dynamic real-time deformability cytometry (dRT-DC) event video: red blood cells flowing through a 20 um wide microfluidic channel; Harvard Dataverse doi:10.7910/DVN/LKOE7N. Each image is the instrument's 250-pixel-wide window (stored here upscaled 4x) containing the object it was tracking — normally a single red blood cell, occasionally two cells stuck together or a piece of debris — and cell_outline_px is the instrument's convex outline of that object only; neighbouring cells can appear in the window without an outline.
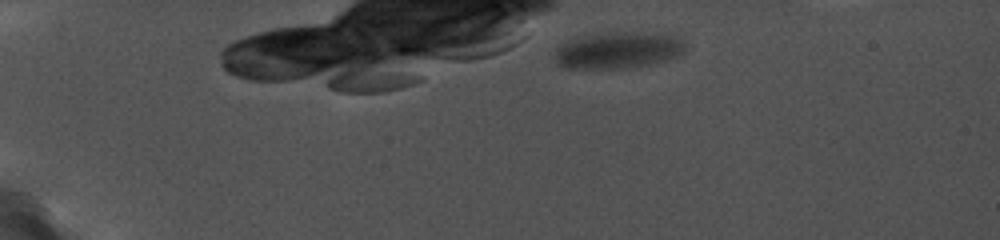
{"species": "common noctule bat (a hibernating species)", "species_latin": "Nyctalus noctula", "temperature_condition": "cold", "stored_images_in_passage": 61, "camera_frame_rate_fps": 5000, "um_per_image_px": 0.085, "animal": {"sex": "female", "body_mass_g": 19.0, "forearm_length_mm": 56.7}, "frame": {"image": 1, "passage_image": 7, "time_ms": 1.6, "image_size_px": [1000, 240], "cell_outline_px": [[684, 52], [680, 56], [668, 60], [652, 64], [628, 68], [564, 68], [556, 64], [556, 52], [560, 44], [568, 40], [600, 32], [624, 32], [676, 36], [684, 44]], "centroid_in_image_um": [52.52, 4.28], "position_along_channel_um": 32.5, "area_um2": 27.69}}
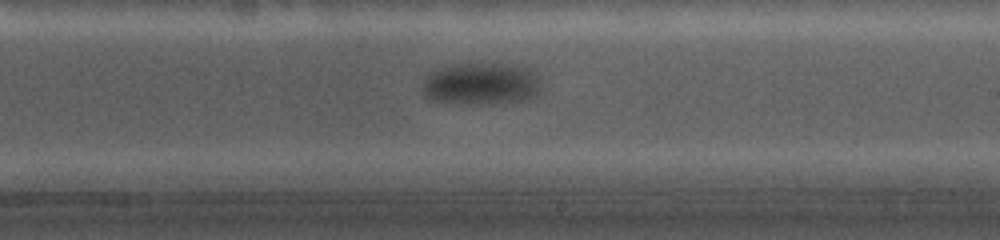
{"frame": {"image": 2, "passage_image": 41, "time_ms": 10.8, "image_size_px": [1000, 240], "cell_outline_px": [[536, 92], [520, 100], [476, 104], [468, 104], [432, 100], [424, 92], [424, 80], [428, 72], [440, 68], [456, 64], [516, 64], [528, 68], [536, 88]], "centroid_in_image_um": [40.74, 7.1], "position_along_channel_um": 248.3, "area_um2": 27.74}}
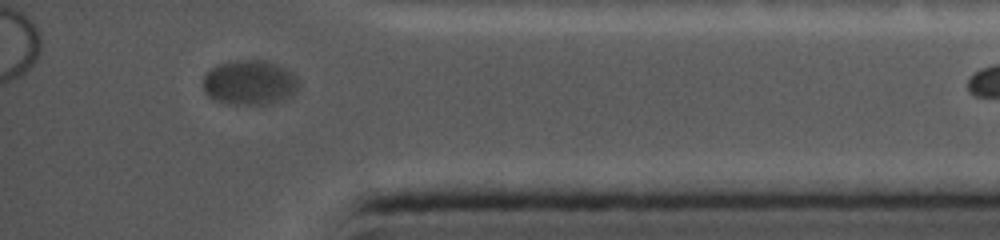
{"frame": {"image": 3, "passage_image": 60, "time_ms": 15.8, "image_size_px": [1000, 240], "cell_outline_px": [[300, 84], [292, 96], [264, 104], [228, 104], [216, 100], [208, 96], [204, 92], [204, 76], [212, 68], [220, 64], [232, 60], [264, 60], [288, 68], [292, 72]], "centroid_in_image_um": [21.23, 7.0], "position_along_channel_um": 414.0, "area_um2": 24.85}}